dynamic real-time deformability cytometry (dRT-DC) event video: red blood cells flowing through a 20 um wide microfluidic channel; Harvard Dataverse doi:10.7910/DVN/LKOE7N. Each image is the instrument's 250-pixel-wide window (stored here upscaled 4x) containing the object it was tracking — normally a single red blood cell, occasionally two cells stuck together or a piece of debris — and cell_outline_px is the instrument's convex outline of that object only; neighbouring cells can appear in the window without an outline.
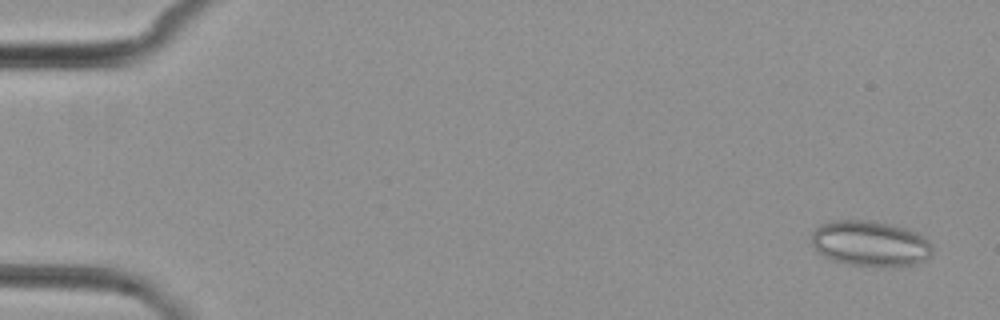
{"species": "common noctule bat (a hibernating species)", "species_latin": "Nyctalus noctula", "temperature_condition": "cold", "stored_images_in_passage": 5, "camera_frame_rate_fps": 3000, "um_per_image_px": 0.085, "animal": {"sex": "female", "body_mass_g": 29.2, "forearm_length_mm": 56.3}, "frame": {"image": 1, "passage_image": 1, "time_ms": 0.0, "image_size_px": [1000, 320], "cell_outline_px": [[932, 256], [916, 264], [880, 268], [848, 264], [832, 260], [816, 252], [812, 244], [812, 232], [820, 224], [832, 220], [868, 220], [892, 224], [908, 228], [924, 236], [932, 244]], "centroid_in_image_um": [73.98, 20.71], "position_along_channel_um": 11.0, "area_um2": 32.83}}